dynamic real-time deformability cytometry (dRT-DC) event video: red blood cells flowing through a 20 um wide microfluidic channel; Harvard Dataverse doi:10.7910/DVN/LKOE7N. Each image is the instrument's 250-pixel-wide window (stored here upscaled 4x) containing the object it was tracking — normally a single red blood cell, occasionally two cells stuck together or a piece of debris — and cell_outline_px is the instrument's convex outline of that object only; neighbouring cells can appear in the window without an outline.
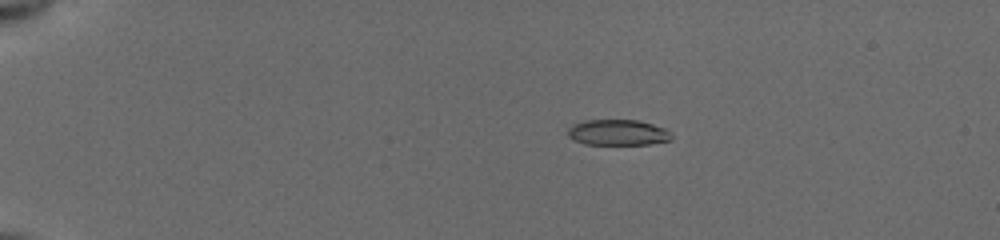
{"species": "common noctule bat (a hibernating species)", "species_latin": "Nyctalus noctula", "temperature_condition": "cold", "stored_images_in_passage": 25, "camera_frame_rate_fps": 3000, "um_per_image_px": 0.085, "animal": {"sex": "female", "body_mass_g": 19.5, "forearm_length_mm": 54.1}, "frame": {"image": 1, "passage_image": 19, "time_ms": 4.0, "image_size_px": [1000, 240], "cell_outline_px": [[672, 140], [648, 144], [584, 144], [568, 136], [568, 128], [572, 124], [584, 120], [636, 120], [652, 124], [664, 128], [672, 136]], "centroid_in_image_um": [52.49, 11.26], "position_along_channel_um": 32.5, "area_um2": 15.43}}
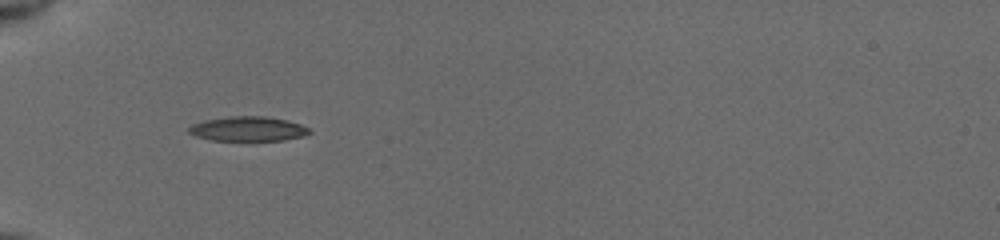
{"frame": {"image": 2, "passage_image": 24, "time_ms": 6.667, "image_size_px": [1000, 240], "cell_outline_px": [[312, 132], [304, 136], [284, 140], [212, 140], [196, 136], [188, 132], [188, 128], [192, 124], [204, 120], [232, 116], [264, 116], [288, 120], [300, 124], [308, 128]], "centroid_in_image_um": [21.09, 10.95], "position_along_channel_um": 63.9, "area_um2": 17.22}}